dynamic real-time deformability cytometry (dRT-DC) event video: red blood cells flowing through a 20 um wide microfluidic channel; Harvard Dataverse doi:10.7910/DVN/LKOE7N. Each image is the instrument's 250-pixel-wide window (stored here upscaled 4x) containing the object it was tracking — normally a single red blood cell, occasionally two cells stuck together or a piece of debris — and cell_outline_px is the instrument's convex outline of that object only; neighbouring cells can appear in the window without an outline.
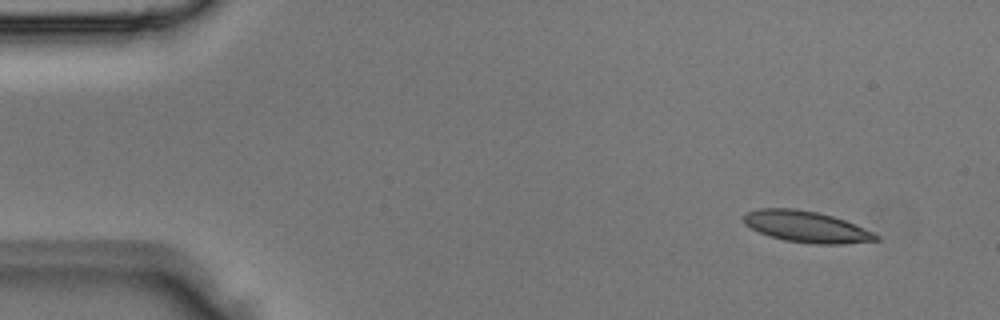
{"species": "Egyptian fruit bat (a non-hibernating species)", "species_latin": "Rousettus aegyptiacus", "temperature_condition": "room temperature", "stored_images_in_passage": 4, "camera_frame_rate_fps": 3000, "um_per_image_px": 0.085, "animal": {"sex": "male"}, "frame": {"image": 1, "passage_image": 1, "time_ms": 0.0, "image_size_px": [1000, 320], "cell_outline_px": [[880, 240], [844, 244], [816, 244], [784, 240], [768, 236], [744, 224], [744, 212], [760, 208], [796, 208], [816, 212], [832, 216], [856, 224], [880, 236]], "centroid_in_image_um": [68.54, 19.27], "position_along_channel_um": 16.5, "area_um2": 24.16}}
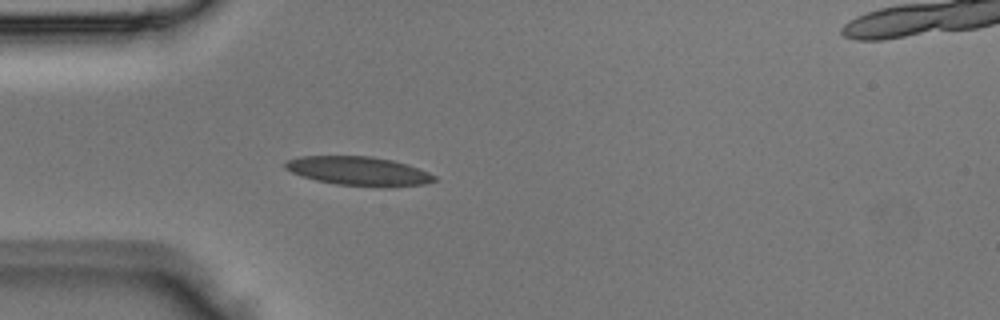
{"frame": {"image": 2, "passage_image": 3, "time_ms": 0.667, "image_size_px": [1000, 320], "cell_outline_px": [[436, 180], [424, 184], [384, 188], [336, 184], [316, 180], [300, 176], [284, 168], [284, 164], [288, 160], [300, 156], [372, 156], [392, 160], [408, 164], [428, 172], [436, 176]], "centroid_in_image_um": [30.5, 14.55], "position_along_channel_um": 54.5, "area_um2": 25.37}}